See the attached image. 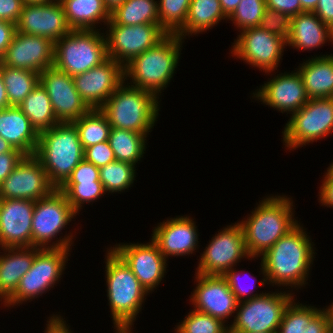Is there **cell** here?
I'll return each mask as SVG.
<instances>
[{
	"instance_id": "cell-13",
	"label": "cell",
	"mask_w": 333,
	"mask_h": 333,
	"mask_svg": "<svg viewBox=\"0 0 333 333\" xmlns=\"http://www.w3.org/2000/svg\"><path fill=\"white\" fill-rule=\"evenodd\" d=\"M204 250L195 272L201 275H224L237 265L241 258H250L239 222L215 234Z\"/></svg>"
},
{
	"instance_id": "cell-55",
	"label": "cell",
	"mask_w": 333,
	"mask_h": 333,
	"mask_svg": "<svg viewBox=\"0 0 333 333\" xmlns=\"http://www.w3.org/2000/svg\"><path fill=\"white\" fill-rule=\"evenodd\" d=\"M303 12H314L319 0H300Z\"/></svg>"
},
{
	"instance_id": "cell-12",
	"label": "cell",
	"mask_w": 333,
	"mask_h": 333,
	"mask_svg": "<svg viewBox=\"0 0 333 333\" xmlns=\"http://www.w3.org/2000/svg\"><path fill=\"white\" fill-rule=\"evenodd\" d=\"M106 37L107 57L123 67L134 57L153 48L168 33L160 24H140L135 26L115 24L111 19Z\"/></svg>"
},
{
	"instance_id": "cell-32",
	"label": "cell",
	"mask_w": 333,
	"mask_h": 333,
	"mask_svg": "<svg viewBox=\"0 0 333 333\" xmlns=\"http://www.w3.org/2000/svg\"><path fill=\"white\" fill-rule=\"evenodd\" d=\"M38 133L60 123L46 90L39 83L18 106Z\"/></svg>"
},
{
	"instance_id": "cell-3",
	"label": "cell",
	"mask_w": 333,
	"mask_h": 333,
	"mask_svg": "<svg viewBox=\"0 0 333 333\" xmlns=\"http://www.w3.org/2000/svg\"><path fill=\"white\" fill-rule=\"evenodd\" d=\"M106 257L107 297L113 324L116 332H131L133 322L142 309L144 297L148 292L131 268L111 247Z\"/></svg>"
},
{
	"instance_id": "cell-1",
	"label": "cell",
	"mask_w": 333,
	"mask_h": 333,
	"mask_svg": "<svg viewBox=\"0 0 333 333\" xmlns=\"http://www.w3.org/2000/svg\"><path fill=\"white\" fill-rule=\"evenodd\" d=\"M312 243L298 223L262 255L260 269L265 278L259 286L266 282L295 288L307 284L308 271L315 258Z\"/></svg>"
},
{
	"instance_id": "cell-6",
	"label": "cell",
	"mask_w": 333,
	"mask_h": 333,
	"mask_svg": "<svg viewBox=\"0 0 333 333\" xmlns=\"http://www.w3.org/2000/svg\"><path fill=\"white\" fill-rule=\"evenodd\" d=\"M124 83L115 90L100 110L107 117L111 128L147 135L158 118L159 98L151 92Z\"/></svg>"
},
{
	"instance_id": "cell-34",
	"label": "cell",
	"mask_w": 333,
	"mask_h": 333,
	"mask_svg": "<svg viewBox=\"0 0 333 333\" xmlns=\"http://www.w3.org/2000/svg\"><path fill=\"white\" fill-rule=\"evenodd\" d=\"M111 20L115 24L128 26L160 24L158 2L155 0H125L111 12Z\"/></svg>"
},
{
	"instance_id": "cell-10",
	"label": "cell",
	"mask_w": 333,
	"mask_h": 333,
	"mask_svg": "<svg viewBox=\"0 0 333 333\" xmlns=\"http://www.w3.org/2000/svg\"><path fill=\"white\" fill-rule=\"evenodd\" d=\"M69 248H39L29 271L20 279L16 291L4 302L16 305L37 298L48 291L61 278L65 269ZM53 285V286H52Z\"/></svg>"
},
{
	"instance_id": "cell-24",
	"label": "cell",
	"mask_w": 333,
	"mask_h": 333,
	"mask_svg": "<svg viewBox=\"0 0 333 333\" xmlns=\"http://www.w3.org/2000/svg\"><path fill=\"white\" fill-rule=\"evenodd\" d=\"M159 224L153 231L152 240L165 258L193 254L199 242L193 219L178 216Z\"/></svg>"
},
{
	"instance_id": "cell-62",
	"label": "cell",
	"mask_w": 333,
	"mask_h": 333,
	"mask_svg": "<svg viewBox=\"0 0 333 333\" xmlns=\"http://www.w3.org/2000/svg\"><path fill=\"white\" fill-rule=\"evenodd\" d=\"M116 333H132V332H116Z\"/></svg>"
},
{
	"instance_id": "cell-14",
	"label": "cell",
	"mask_w": 333,
	"mask_h": 333,
	"mask_svg": "<svg viewBox=\"0 0 333 333\" xmlns=\"http://www.w3.org/2000/svg\"><path fill=\"white\" fill-rule=\"evenodd\" d=\"M240 32L231 53L265 73L274 71L278 67L285 45L287 46L286 40L259 26Z\"/></svg>"
},
{
	"instance_id": "cell-5",
	"label": "cell",
	"mask_w": 333,
	"mask_h": 333,
	"mask_svg": "<svg viewBox=\"0 0 333 333\" xmlns=\"http://www.w3.org/2000/svg\"><path fill=\"white\" fill-rule=\"evenodd\" d=\"M182 39L176 34H168L153 48L134 57L124 66V79H132L129 83L153 93L159 98V93L164 90L173 78L175 68L180 57Z\"/></svg>"
},
{
	"instance_id": "cell-53",
	"label": "cell",
	"mask_w": 333,
	"mask_h": 333,
	"mask_svg": "<svg viewBox=\"0 0 333 333\" xmlns=\"http://www.w3.org/2000/svg\"><path fill=\"white\" fill-rule=\"evenodd\" d=\"M10 106L6 87L2 77V62L0 61V110H4Z\"/></svg>"
},
{
	"instance_id": "cell-38",
	"label": "cell",
	"mask_w": 333,
	"mask_h": 333,
	"mask_svg": "<svg viewBox=\"0 0 333 333\" xmlns=\"http://www.w3.org/2000/svg\"><path fill=\"white\" fill-rule=\"evenodd\" d=\"M159 23L168 34H176L184 25L191 0L158 1Z\"/></svg>"
},
{
	"instance_id": "cell-23",
	"label": "cell",
	"mask_w": 333,
	"mask_h": 333,
	"mask_svg": "<svg viewBox=\"0 0 333 333\" xmlns=\"http://www.w3.org/2000/svg\"><path fill=\"white\" fill-rule=\"evenodd\" d=\"M269 107L283 112H297L309 100L306 88L298 71L277 74L273 79L253 93Z\"/></svg>"
},
{
	"instance_id": "cell-33",
	"label": "cell",
	"mask_w": 333,
	"mask_h": 333,
	"mask_svg": "<svg viewBox=\"0 0 333 333\" xmlns=\"http://www.w3.org/2000/svg\"><path fill=\"white\" fill-rule=\"evenodd\" d=\"M147 135L130 130L111 128L108 142L112 148L116 161L136 165L143 157L146 149Z\"/></svg>"
},
{
	"instance_id": "cell-25",
	"label": "cell",
	"mask_w": 333,
	"mask_h": 333,
	"mask_svg": "<svg viewBox=\"0 0 333 333\" xmlns=\"http://www.w3.org/2000/svg\"><path fill=\"white\" fill-rule=\"evenodd\" d=\"M332 327L329 307L296 304L294 299L286 307L277 333H327Z\"/></svg>"
},
{
	"instance_id": "cell-54",
	"label": "cell",
	"mask_w": 333,
	"mask_h": 333,
	"mask_svg": "<svg viewBox=\"0 0 333 333\" xmlns=\"http://www.w3.org/2000/svg\"><path fill=\"white\" fill-rule=\"evenodd\" d=\"M240 1L241 0H220V5L224 14L229 17L234 12Z\"/></svg>"
},
{
	"instance_id": "cell-28",
	"label": "cell",
	"mask_w": 333,
	"mask_h": 333,
	"mask_svg": "<svg viewBox=\"0 0 333 333\" xmlns=\"http://www.w3.org/2000/svg\"><path fill=\"white\" fill-rule=\"evenodd\" d=\"M333 41V30L314 12L299 13L292 18L287 44L298 50H313Z\"/></svg>"
},
{
	"instance_id": "cell-40",
	"label": "cell",
	"mask_w": 333,
	"mask_h": 333,
	"mask_svg": "<svg viewBox=\"0 0 333 333\" xmlns=\"http://www.w3.org/2000/svg\"><path fill=\"white\" fill-rule=\"evenodd\" d=\"M175 331L176 333H229V327L220 319L192 310L181 324L177 325Z\"/></svg>"
},
{
	"instance_id": "cell-56",
	"label": "cell",
	"mask_w": 333,
	"mask_h": 333,
	"mask_svg": "<svg viewBox=\"0 0 333 333\" xmlns=\"http://www.w3.org/2000/svg\"><path fill=\"white\" fill-rule=\"evenodd\" d=\"M6 152H21V151L13 148L6 140L0 137V154Z\"/></svg>"
},
{
	"instance_id": "cell-36",
	"label": "cell",
	"mask_w": 333,
	"mask_h": 333,
	"mask_svg": "<svg viewBox=\"0 0 333 333\" xmlns=\"http://www.w3.org/2000/svg\"><path fill=\"white\" fill-rule=\"evenodd\" d=\"M72 123L78 131L83 148L108 141L111 126L100 109H90Z\"/></svg>"
},
{
	"instance_id": "cell-8",
	"label": "cell",
	"mask_w": 333,
	"mask_h": 333,
	"mask_svg": "<svg viewBox=\"0 0 333 333\" xmlns=\"http://www.w3.org/2000/svg\"><path fill=\"white\" fill-rule=\"evenodd\" d=\"M65 194L55 188L48 196L35 201L32 217V246L39 248H69L72 234L48 244L76 216ZM50 245V246H47Z\"/></svg>"
},
{
	"instance_id": "cell-44",
	"label": "cell",
	"mask_w": 333,
	"mask_h": 333,
	"mask_svg": "<svg viewBox=\"0 0 333 333\" xmlns=\"http://www.w3.org/2000/svg\"><path fill=\"white\" fill-rule=\"evenodd\" d=\"M101 182L99 168L84 159L73 169L64 183Z\"/></svg>"
},
{
	"instance_id": "cell-52",
	"label": "cell",
	"mask_w": 333,
	"mask_h": 333,
	"mask_svg": "<svg viewBox=\"0 0 333 333\" xmlns=\"http://www.w3.org/2000/svg\"><path fill=\"white\" fill-rule=\"evenodd\" d=\"M45 330V333H71V329L69 331V326H66V321L61 316H51Z\"/></svg>"
},
{
	"instance_id": "cell-43",
	"label": "cell",
	"mask_w": 333,
	"mask_h": 333,
	"mask_svg": "<svg viewBox=\"0 0 333 333\" xmlns=\"http://www.w3.org/2000/svg\"><path fill=\"white\" fill-rule=\"evenodd\" d=\"M84 160L100 168L116 161L114 152L108 141L84 148Z\"/></svg>"
},
{
	"instance_id": "cell-45",
	"label": "cell",
	"mask_w": 333,
	"mask_h": 333,
	"mask_svg": "<svg viewBox=\"0 0 333 333\" xmlns=\"http://www.w3.org/2000/svg\"><path fill=\"white\" fill-rule=\"evenodd\" d=\"M223 276L226 278L228 285H229L230 289L232 290V292L234 293V295L236 296V299L238 300V302H242L244 300H249L254 297H259L264 294L263 292L260 294H256V293L253 294L254 291H252V286L251 287L247 286L246 288L241 286L240 279H239L240 273H238L234 268L227 271ZM249 279H252V277H249ZM253 280H255V279H253ZM252 285L254 286L255 284H252ZM251 291H252V293H250ZM244 297H245V299H244Z\"/></svg>"
},
{
	"instance_id": "cell-47",
	"label": "cell",
	"mask_w": 333,
	"mask_h": 333,
	"mask_svg": "<svg viewBox=\"0 0 333 333\" xmlns=\"http://www.w3.org/2000/svg\"><path fill=\"white\" fill-rule=\"evenodd\" d=\"M266 7L292 17L303 13L300 0H266Z\"/></svg>"
},
{
	"instance_id": "cell-60",
	"label": "cell",
	"mask_w": 333,
	"mask_h": 333,
	"mask_svg": "<svg viewBox=\"0 0 333 333\" xmlns=\"http://www.w3.org/2000/svg\"><path fill=\"white\" fill-rule=\"evenodd\" d=\"M329 169L333 172V163L330 164Z\"/></svg>"
},
{
	"instance_id": "cell-17",
	"label": "cell",
	"mask_w": 333,
	"mask_h": 333,
	"mask_svg": "<svg viewBox=\"0 0 333 333\" xmlns=\"http://www.w3.org/2000/svg\"><path fill=\"white\" fill-rule=\"evenodd\" d=\"M72 78L75 89L87 106L90 109H100L125 81L124 67L107 58L100 65Z\"/></svg>"
},
{
	"instance_id": "cell-2",
	"label": "cell",
	"mask_w": 333,
	"mask_h": 333,
	"mask_svg": "<svg viewBox=\"0 0 333 333\" xmlns=\"http://www.w3.org/2000/svg\"><path fill=\"white\" fill-rule=\"evenodd\" d=\"M293 201L286 196H269L262 200L240 221L244 232L245 247L250 258L262 256L282 236L292 230L298 221L292 212Z\"/></svg>"
},
{
	"instance_id": "cell-16",
	"label": "cell",
	"mask_w": 333,
	"mask_h": 333,
	"mask_svg": "<svg viewBox=\"0 0 333 333\" xmlns=\"http://www.w3.org/2000/svg\"><path fill=\"white\" fill-rule=\"evenodd\" d=\"M39 83L46 90L59 122H73L90 110L75 89L73 78L54 65L40 73Z\"/></svg>"
},
{
	"instance_id": "cell-57",
	"label": "cell",
	"mask_w": 333,
	"mask_h": 333,
	"mask_svg": "<svg viewBox=\"0 0 333 333\" xmlns=\"http://www.w3.org/2000/svg\"><path fill=\"white\" fill-rule=\"evenodd\" d=\"M106 8L109 12H113L118 6H120L125 0H103Z\"/></svg>"
},
{
	"instance_id": "cell-9",
	"label": "cell",
	"mask_w": 333,
	"mask_h": 333,
	"mask_svg": "<svg viewBox=\"0 0 333 333\" xmlns=\"http://www.w3.org/2000/svg\"><path fill=\"white\" fill-rule=\"evenodd\" d=\"M292 295L291 292H265L259 297L238 302L229 333H277L283 313L293 300Z\"/></svg>"
},
{
	"instance_id": "cell-51",
	"label": "cell",
	"mask_w": 333,
	"mask_h": 333,
	"mask_svg": "<svg viewBox=\"0 0 333 333\" xmlns=\"http://www.w3.org/2000/svg\"><path fill=\"white\" fill-rule=\"evenodd\" d=\"M314 13L333 30V0H319Z\"/></svg>"
},
{
	"instance_id": "cell-21",
	"label": "cell",
	"mask_w": 333,
	"mask_h": 333,
	"mask_svg": "<svg viewBox=\"0 0 333 333\" xmlns=\"http://www.w3.org/2000/svg\"><path fill=\"white\" fill-rule=\"evenodd\" d=\"M196 288L191 298L194 310L209 314L225 323L236 313L238 300L223 275H201L196 273Z\"/></svg>"
},
{
	"instance_id": "cell-58",
	"label": "cell",
	"mask_w": 333,
	"mask_h": 333,
	"mask_svg": "<svg viewBox=\"0 0 333 333\" xmlns=\"http://www.w3.org/2000/svg\"><path fill=\"white\" fill-rule=\"evenodd\" d=\"M24 4L48 3L49 0H23Z\"/></svg>"
},
{
	"instance_id": "cell-31",
	"label": "cell",
	"mask_w": 333,
	"mask_h": 333,
	"mask_svg": "<svg viewBox=\"0 0 333 333\" xmlns=\"http://www.w3.org/2000/svg\"><path fill=\"white\" fill-rule=\"evenodd\" d=\"M225 18L228 17L221 8L220 0H191L185 25L176 35L183 39L187 34L205 32Z\"/></svg>"
},
{
	"instance_id": "cell-61",
	"label": "cell",
	"mask_w": 333,
	"mask_h": 333,
	"mask_svg": "<svg viewBox=\"0 0 333 333\" xmlns=\"http://www.w3.org/2000/svg\"><path fill=\"white\" fill-rule=\"evenodd\" d=\"M327 333H333V328L331 327Z\"/></svg>"
},
{
	"instance_id": "cell-20",
	"label": "cell",
	"mask_w": 333,
	"mask_h": 333,
	"mask_svg": "<svg viewBox=\"0 0 333 333\" xmlns=\"http://www.w3.org/2000/svg\"><path fill=\"white\" fill-rule=\"evenodd\" d=\"M4 65L41 73L54 65V42L49 38L16 31L0 60Z\"/></svg>"
},
{
	"instance_id": "cell-48",
	"label": "cell",
	"mask_w": 333,
	"mask_h": 333,
	"mask_svg": "<svg viewBox=\"0 0 333 333\" xmlns=\"http://www.w3.org/2000/svg\"><path fill=\"white\" fill-rule=\"evenodd\" d=\"M24 156L22 152L0 154V183L15 169Z\"/></svg>"
},
{
	"instance_id": "cell-49",
	"label": "cell",
	"mask_w": 333,
	"mask_h": 333,
	"mask_svg": "<svg viewBox=\"0 0 333 333\" xmlns=\"http://www.w3.org/2000/svg\"><path fill=\"white\" fill-rule=\"evenodd\" d=\"M15 33L16 24L0 20V60L5 55Z\"/></svg>"
},
{
	"instance_id": "cell-11",
	"label": "cell",
	"mask_w": 333,
	"mask_h": 333,
	"mask_svg": "<svg viewBox=\"0 0 333 333\" xmlns=\"http://www.w3.org/2000/svg\"><path fill=\"white\" fill-rule=\"evenodd\" d=\"M332 132L333 98H312L292 113L283 131V141L288 149H295Z\"/></svg>"
},
{
	"instance_id": "cell-4",
	"label": "cell",
	"mask_w": 333,
	"mask_h": 333,
	"mask_svg": "<svg viewBox=\"0 0 333 333\" xmlns=\"http://www.w3.org/2000/svg\"><path fill=\"white\" fill-rule=\"evenodd\" d=\"M34 156L43 166L49 182L58 189L84 159V148L74 124L60 122L39 133Z\"/></svg>"
},
{
	"instance_id": "cell-35",
	"label": "cell",
	"mask_w": 333,
	"mask_h": 333,
	"mask_svg": "<svg viewBox=\"0 0 333 333\" xmlns=\"http://www.w3.org/2000/svg\"><path fill=\"white\" fill-rule=\"evenodd\" d=\"M40 74L25 69L13 68L2 63V77L10 106L18 107L39 84Z\"/></svg>"
},
{
	"instance_id": "cell-42",
	"label": "cell",
	"mask_w": 333,
	"mask_h": 333,
	"mask_svg": "<svg viewBox=\"0 0 333 333\" xmlns=\"http://www.w3.org/2000/svg\"><path fill=\"white\" fill-rule=\"evenodd\" d=\"M292 16L270 8H265L259 27L276 34L287 41L292 25Z\"/></svg>"
},
{
	"instance_id": "cell-39",
	"label": "cell",
	"mask_w": 333,
	"mask_h": 333,
	"mask_svg": "<svg viewBox=\"0 0 333 333\" xmlns=\"http://www.w3.org/2000/svg\"><path fill=\"white\" fill-rule=\"evenodd\" d=\"M63 192L76 213L82 208L85 202H94L105 194L101 182L63 183L59 188Z\"/></svg>"
},
{
	"instance_id": "cell-22",
	"label": "cell",
	"mask_w": 333,
	"mask_h": 333,
	"mask_svg": "<svg viewBox=\"0 0 333 333\" xmlns=\"http://www.w3.org/2000/svg\"><path fill=\"white\" fill-rule=\"evenodd\" d=\"M35 201L0 199V246H32V217Z\"/></svg>"
},
{
	"instance_id": "cell-19",
	"label": "cell",
	"mask_w": 333,
	"mask_h": 333,
	"mask_svg": "<svg viewBox=\"0 0 333 333\" xmlns=\"http://www.w3.org/2000/svg\"><path fill=\"white\" fill-rule=\"evenodd\" d=\"M119 244L112 249L131 268L141 285L149 293L156 288L166 273V258L157 244Z\"/></svg>"
},
{
	"instance_id": "cell-41",
	"label": "cell",
	"mask_w": 333,
	"mask_h": 333,
	"mask_svg": "<svg viewBox=\"0 0 333 333\" xmlns=\"http://www.w3.org/2000/svg\"><path fill=\"white\" fill-rule=\"evenodd\" d=\"M265 8L266 0H241L228 19L242 31L258 27Z\"/></svg>"
},
{
	"instance_id": "cell-26",
	"label": "cell",
	"mask_w": 333,
	"mask_h": 333,
	"mask_svg": "<svg viewBox=\"0 0 333 333\" xmlns=\"http://www.w3.org/2000/svg\"><path fill=\"white\" fill-rule=\"evenodd\" d=\"M0 137L25 155H34L39 133L19 107L0 110Z\"/></svg>"
},
{
	"instance_id": "cell-27",
	"label": "cell",
	"mask_w": 333,
	"mask_h": 333,
	"mask_svg": "<svg viewBox=\"0 0 333 333\" xmlns=\"http://www.w3.org/2000/svg\"><path fill=\"white\" fill-rule=\"evenodd\" d=\"M2 249L5 253L0 255V298L5 302L16 291L20 279L31 268L36 247H2Z\"/></svg>"
},
{
	"instance_id": "cell-29",
	"label": "cell",
	"mask_w": 333,
	"mask_h": 333,
	"mask_svg": "<svg viewBox=\"0 0 333 333\" xmlns=\"http://www.w3.org/2000/svg\"><path fill=\"white\" fill-rule=\"evenodd\" d=\"M333 54L316 56L299 66L309 99L333 98Z\"/></svg>"
},
{
	"instance_id": "cell-59",
	"label": "cell",
	"mask_w": 333,
	"mask_h": 333,
	"mask_svg": "<svg viewBox=\"0 0 333 333\" xmlns=\"http://www.w3.org/2000/svg\"><path fill=\"white\" fill-rule=\"evenodd\" d=\"M329 307V309H330V313H331V318H332V328H333V303L330 305V306H328Z\"/></svg>"
},
{
	"instance_id": "cell-15",
	"label": "cell",
	"mask_w": 333,
	"mask_h": 333,
	"mask_svg": "<svg viewBox=\"0 0 333 333\" xmlns=\"http://www.w3.org/2000/svg\"><path fill=\"white\" fill-rule=\"evenodd\" d=\"M54 189L39 160L34 155H25L0 183V199L37 201L48 196Z\"/></svg>"
},
{
	"instance_id": "cell-50",
	"label": "cell",
	"mask_w": 333,
	"mask_h": 333,
	"mask_svg": "<svg viewBox=\"0 0 333 333\" xmlns=\"http://www.w3.org/2000/svg\"><path fill=\"white\" fill-rule=\"evenodd\" d=\"M324 180L322 181L320 193V202L322 205L333 208V172L328 168L326 174L324 175Z\"/></svg>"
},
{
	"instance_id": "cell-46",
	"label": "cell",
	"mask_w": 333,
	"mask_h": 333,
	"mask_svg": "<svg viewBox=\"0 0 333 333\" xmlns=\"http://www.w3.org/2000/svg\"><path fill=\"white\" fill-rule=\"evenodd\" d=\"M23 5V0H0V20L16 24Z\"/></svg>"
},
{
	"instance_id": "cell-37",
	"label": "cell",
	"mask_w": 333,
	"mask_h": 333,
	"mask_svg": "<svg viewBox=\"0 0 333 333\" xmlns=\"http://www.w3.org/2000/svg\"><path fill=\"white\" fill-rule=\"evenodd\" d=\"M134 167V165L122 161H114L100 167V181L105 192H123L131 187L136 177Z\"/></svg>"
},
{
	"instance_id": "cell-7",
	"label": "cell",
	"mask_w": 333,
	"mask_h": 333,
	"mask_svg": "<svg viewBox=\"0 0 333 333\" xmlns=\"http://www.w3.org/2000/svg\"><path fill=\"white\" fill-rule=\"evenodd\" d=\"M94 30H72L54 43V66L71 77L100 65L107 57L106 38Z\"/></svg>"
},
{
	"instance_id": "cell-30",
	"label": "cell",
	"mask_w": 333,
	"mask_h": 333,
	"mask_svg": "<svg viewBox=\"0 0 333 333\" xmlns=\"http://www.w3.org/2000/svg\"><path fill=\"white\" fill-rule=\"evenodd\" d=\"M68 25L72 30H98L97 23L107 24L111 13L103 0H61ZM99 21V22H98Z\"/></svg>"
},
{
	"instance_id": "cell-18",
	"label": "cell",
	"mask_w": 333,
	"mask_h": 333,
	"mask_svg": "<svg viewBox=\"0 0 333 333\" xmlns=\"http://www.w3.org/2000/svg\"><path fill=\"white\" fill-rule=\"evenodd\" d=\"M16 31L49 38L52 42L70 33L72 29L60 1L24 4L16 23Z\"/></svg>"
}]
</instances>
